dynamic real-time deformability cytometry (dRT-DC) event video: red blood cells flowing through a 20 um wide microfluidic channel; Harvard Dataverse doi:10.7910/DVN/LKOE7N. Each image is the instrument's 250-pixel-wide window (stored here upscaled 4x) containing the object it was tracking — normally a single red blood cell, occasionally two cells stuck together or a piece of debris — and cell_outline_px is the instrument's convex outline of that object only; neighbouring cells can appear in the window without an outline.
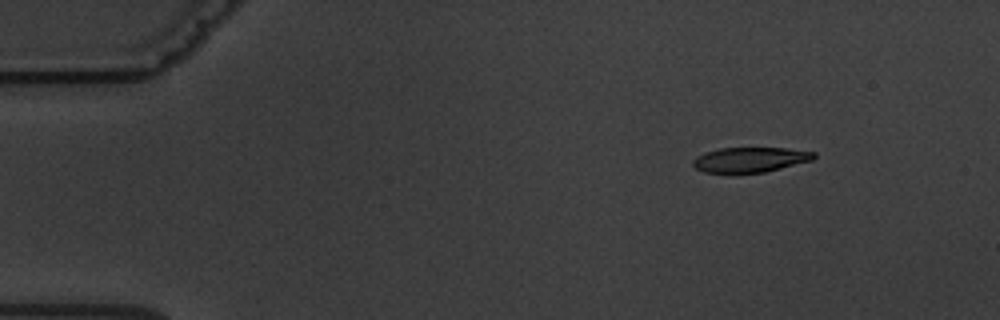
{"species": "common noctule bat (a hibernating species)", "species_latin": "Nyctalus noctula", "temperature_condition": "warm", "stored_images_in_passage": 6, "camera_frame_rate_fps": 3000, "um_per_image_px": 0.085, "animal": {"sex": "male", "body_mass_g": 19.5, "forearm_length_mm": 54.6}, "frame": {"image": 1, "passage_image": 3, "time_ms": 2.333, "image_size_px": [1000, 320], "cell_outline_px": [[816, 156], [812, 160], [764, 172], [732, 176], [704, 172], [696, 168], [692, 164], [692, 160], [696, 156], [704, 152], [720, 148], [784, 148], [816, 152]], "centroid_in_image_um": [63.67, 13.61], "position_along_channel_um": 21.3, "area_um2": 18.26}}